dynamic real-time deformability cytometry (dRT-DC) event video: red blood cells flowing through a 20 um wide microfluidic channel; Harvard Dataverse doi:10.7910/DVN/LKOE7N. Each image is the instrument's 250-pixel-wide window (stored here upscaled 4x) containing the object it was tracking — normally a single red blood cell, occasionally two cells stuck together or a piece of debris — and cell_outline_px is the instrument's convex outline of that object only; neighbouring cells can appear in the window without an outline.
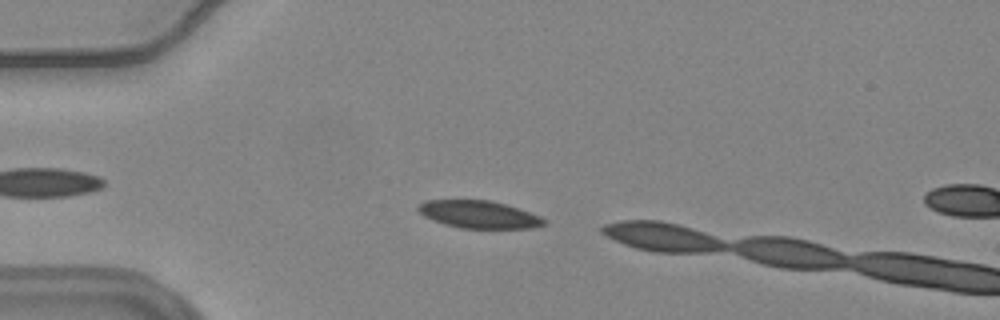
{"species": "common noctule bat (a hibernating species)", "species_latin": "Nyctalus noctula", "temperature_condition": "warm", "stored_images_in_passage": 6, "camera_frame_rate_fps": 3000, "um_per_image_px": 0.085, "animal": {"sex": "female", "body_mass_g": 24.6, "forearm_length_mm": 56.2}, "frame": {"image": 1, "passage_image": 3, "time_ms": 0.667, "image_size_px": [1000, 320], "cell_outline_px": [[544, 224], [532, 228], [460, 228], [444, 224], [432, 220], [424, 216], [416, 208], [424, 200], [492, 200], [508, 204], [540, 216], [544, 220]], "centroid_in_image_um": [40.68, 18.22], "position_along_channel_um": 44.3, "area_um2": 20.17}}